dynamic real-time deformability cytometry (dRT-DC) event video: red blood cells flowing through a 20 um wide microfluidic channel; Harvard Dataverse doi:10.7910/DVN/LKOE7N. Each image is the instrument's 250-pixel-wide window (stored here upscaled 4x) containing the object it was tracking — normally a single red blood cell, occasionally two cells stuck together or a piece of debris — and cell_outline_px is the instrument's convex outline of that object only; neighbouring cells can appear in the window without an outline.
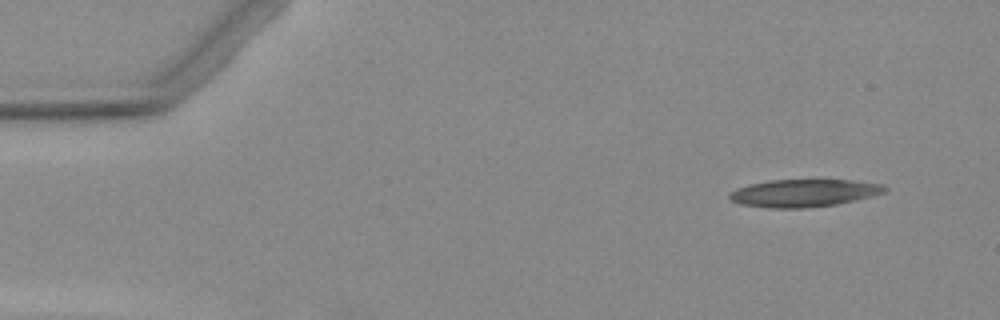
{"species": "Egyptian fruit bat (a non-hibernating species)", "species_latin": "Rousettus aegyptiacus", "temperature_condition": "warm", "stored_images_in_passage": 3, "camera_frame_rate_fps": 3000, "um_per_image_px": 0.085, "animal": {"sex": "female"}, "frame": {"image": 1, "passage_image": 1, "time_ms": 0.0, "image_size_px": [1000, 320], "cell_outline_px": [[888, 188], [884, 192], [856, 200], [836, 204], [804, 208], [768, 208], [740, 204], [732, 200], [728, 196], [736, 188], [752, 184], [772, 180], [852, 180], [884, 184]], "centroid_in_image_um": [68.35, 16.41], "position_along_channel_um": 16.7, "area_um2": 24.74}}